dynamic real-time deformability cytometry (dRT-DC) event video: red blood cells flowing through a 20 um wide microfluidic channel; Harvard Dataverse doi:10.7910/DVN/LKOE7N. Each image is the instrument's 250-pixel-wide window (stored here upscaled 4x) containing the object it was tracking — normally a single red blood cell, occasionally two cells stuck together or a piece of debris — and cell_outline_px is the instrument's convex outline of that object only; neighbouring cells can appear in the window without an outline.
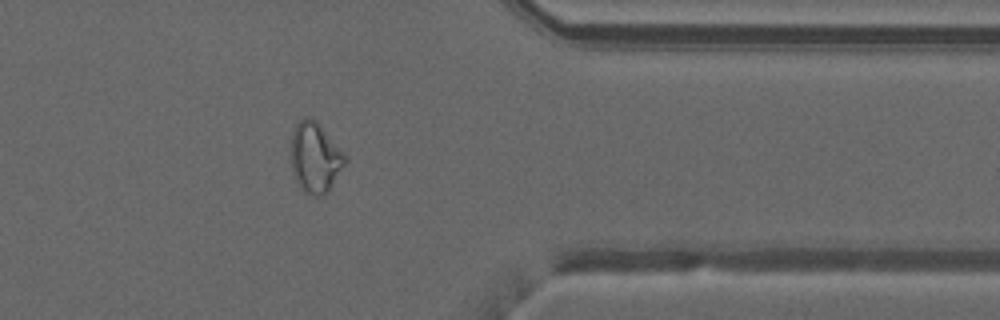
{"species": "common noctule bat (a hibernating species)", "species_latin": "Nyctalus noctula", "temperature_condition": "warm", "stored_images_in_passage": 37, "camera_frame_rate_fps": 3000, "um_per_image_px": 0.085, "animal": {"sex": "male", "forearm_length_mm": 52.5}, "frame": {"image": 1, "passage_image": 27, "time_ms": 8.667, "image_size_px": [1000, 320], "cell_outline_px": [[348, 160], [328, 188], [320, 196], [312, 196], [304, 192], [300, 188], [292, 172], [292, 132], [296, 124], [300, 120], [308, 116], [312, 116], [320, 124], [348, 156]], "centroid_in_image_um": [26.79, 13.35], "position_along_channel_um": 384.6, "area_um2": 22.02}, "authors_computed_cell_mechanics": {"area_um2": 22.0218, "velocity_mm_per_s": 4.0678, "shape_relaxation_time_tau1_ms": null, "shape_relaxation_time_tau2_ms": 1.6781, "deformation_change_tau1": null, "deformation_change_tau2": 0.0882}}